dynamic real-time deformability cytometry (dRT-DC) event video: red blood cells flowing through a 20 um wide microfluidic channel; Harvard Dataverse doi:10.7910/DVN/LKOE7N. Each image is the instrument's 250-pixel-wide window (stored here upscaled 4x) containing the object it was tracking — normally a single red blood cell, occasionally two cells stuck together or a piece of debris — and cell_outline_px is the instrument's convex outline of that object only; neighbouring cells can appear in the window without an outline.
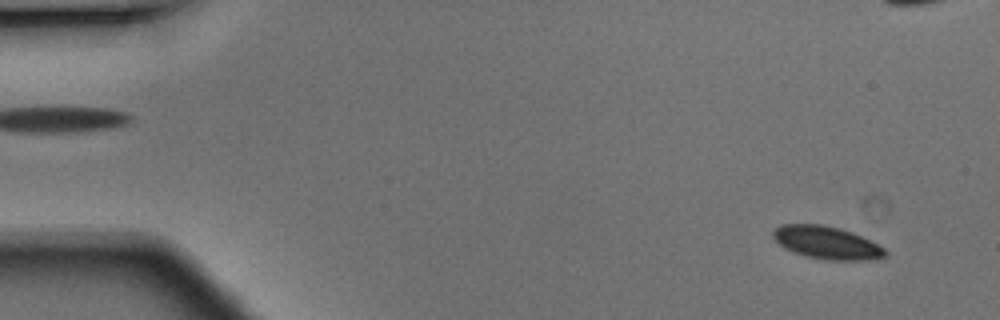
{"species": "Egyptian fruit bat (a non-hibernating species)", "species_latin": "Rousettus aegyptiacus", "temperature_condition": "warm", "stored_images_in_passage": 12, "camera_frame_rate_fps": 3000, "um_per_image_px": 0.085, "animal": {"sex": "male"}, "frame": {"image": 1, "passage_image": 3, "time_ms": 0.667, "image_size_px": [1000, 320], "cell_outline_px": [[888, 252], [884, 256], [876, 260], [824, 260], [804, 256], [792, 252], [784, 248], [772, 236], [772, 232], [780, 224], [820, 224], [840, 228], [852, 232], [884, 248]], "centroid_in_image_um": [70.25, 20.63], "position_along_channel_um": 14.8, "area_um2": 21.44}}